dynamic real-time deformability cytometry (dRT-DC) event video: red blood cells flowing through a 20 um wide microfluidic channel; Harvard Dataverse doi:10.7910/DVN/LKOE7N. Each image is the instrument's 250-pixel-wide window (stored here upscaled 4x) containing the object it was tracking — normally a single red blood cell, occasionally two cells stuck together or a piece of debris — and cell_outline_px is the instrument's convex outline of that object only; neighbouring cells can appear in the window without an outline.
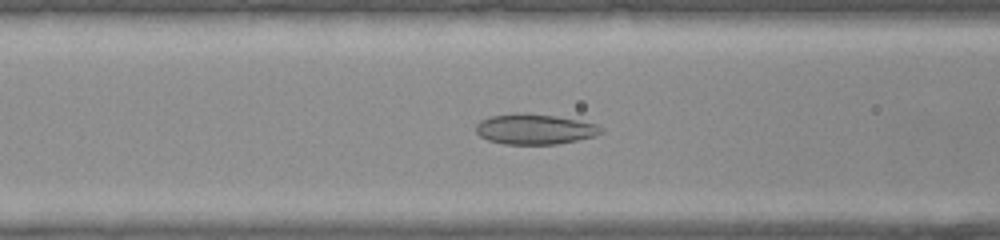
{"species": "common noctule bat (a hibernating species)", "species_latin": "Nyctalus noctula", "temperature_condition": "warm", "stored_images_in_passage": 40, "camera_frame_rate_fps": 3000, "um_per_image_px": 0.085, "animal": {"sex": "female", "body_mass_g": 22.0, "forearm_length_mm": 56.7}, "frame": {"image": 1, "passage_image": 16, "time_ms": 5.0, "image_size_px": [1000, 240], "cell_outline_px": [[604, 132], [596, 136], [556, 144], [504, 144], [488, 140], [480, 136], [476, 132], [476, 124], [480, 120], [488, 116], [528, 112], [556, 116], [596, 124], [604, 128]], "centroid_in_image_um": [45.45, 10.97], "position_along_channel_um": 121.2, "area_um2": 22.25}}
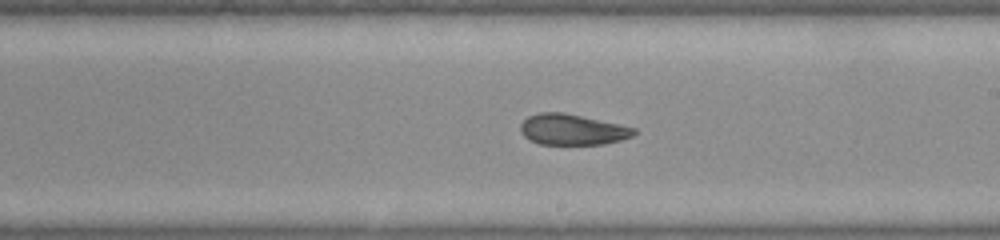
{"frame": {"image": 2, "passage_image": 23, "time_ms": 7.333, "image_size_px": [1000, 240], "cell_outline_px": [[636, 132], [632, 136], [620, 140], [604, 144], [540, 144], [528, 140], [520, 132], [520, 124], [528, 116], [540, 112], [564, 112], [636, 128]], "centroid_in_image_um": [48.61, 11.01], "position_along_channel_um": 240.4, "area_um2": 20.35}}
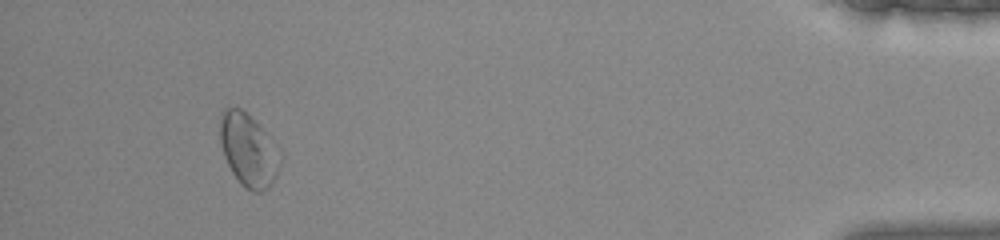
{"frame": {"image": 3, "passage_image": 37, "time_ms": 12.0, "image_size_px": [1000, 240], "cell_outline_px": [[284, 156], [276, 176], [272, 184], [268, 188], [260, 192], [252, 192], [240, 184], [232, 172], [224, 156], [220, 144], [220, 116], [228, 108], [240, 108], [284, 152]], "centroid_in_image_um": [21.16, 12.82], "position_along_channel_um": 414.0, "area_um2": 25.49}}